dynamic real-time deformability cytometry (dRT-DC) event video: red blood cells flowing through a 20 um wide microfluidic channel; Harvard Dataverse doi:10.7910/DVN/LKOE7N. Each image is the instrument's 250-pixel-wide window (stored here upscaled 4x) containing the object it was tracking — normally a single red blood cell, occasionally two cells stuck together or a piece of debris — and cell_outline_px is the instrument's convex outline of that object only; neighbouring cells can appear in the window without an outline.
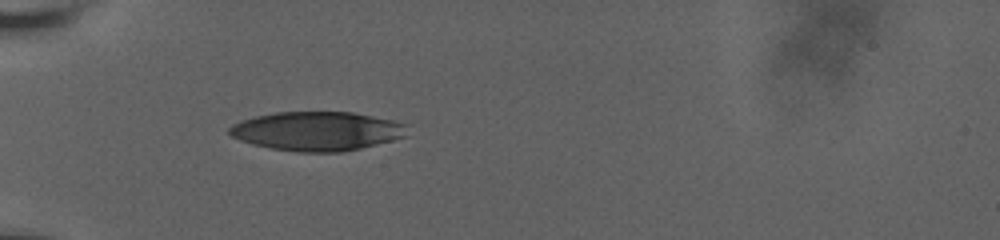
{"species": "human", "species_latin": "Homo sapiens", "temperature_condition": "room temperature", "stored_images_in_passage": 20, "camera_frame_rate_fps": 3000, "um_per_image_px": 0.085, "donor": {"sex": "male"}, "frame": {"image": 1, "passage_image": 1, "time_ms": 0.0, "image_size_px": [1000, 240], "cell_outline_px": [[412, 124], [408, 136], [360, 148], [340, 152], [296, 152], [272, 148], [252, 144], [240, 140], [232, 136], [228, 132], [228, 128], [232, 124], [240, 120], [256, 116], [276, 112], [352, 112]], "centroid_in_image_um": [27.0, 11.14], "position_along_channel_um": 58.0, "area_um2": 40.81}}
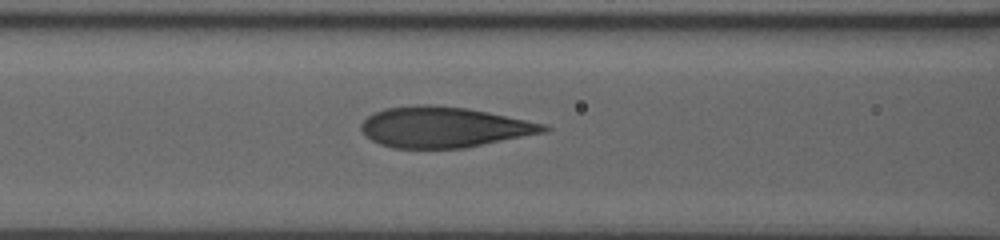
{"frame": {"image": 2, "passage_image": 11, "time_ms": 2.333, "image_size_px": [1000, 240], "cell_outline_px": [[552, 128], [548, 132], [464, 148], [392, 148], [380, 144], [372, 140], [360, 128], [360, 124], [368, 116], [384, 108], [416, 104], [432, 104], [468, 108], [488, 112], [544, 124]], "centroid_in_image_um": [37.74, 10.8], "position_along_channel_um": 128.9, "area_um2": 43.29}}
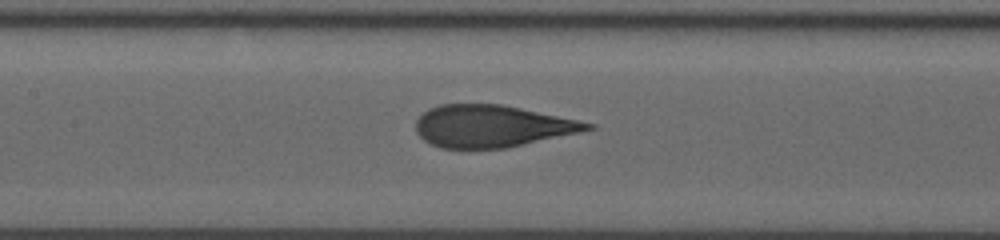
{"frame": {"image": 3, "passage_image": 16, "time_ms": 3.333, "image_size_px": [1000, 240], "cell_outline_px": [[596, 128], [508, 148], [440, 148], [424, 140], [416, 132], [416, 120], [428, 108], [440, 104], [500, 104], [520, 108], [596, 124]], "centroid_in_image_um": [41.78, 10.72], "position_along_channel_um": 165.6, "area_um2": 41.79}}